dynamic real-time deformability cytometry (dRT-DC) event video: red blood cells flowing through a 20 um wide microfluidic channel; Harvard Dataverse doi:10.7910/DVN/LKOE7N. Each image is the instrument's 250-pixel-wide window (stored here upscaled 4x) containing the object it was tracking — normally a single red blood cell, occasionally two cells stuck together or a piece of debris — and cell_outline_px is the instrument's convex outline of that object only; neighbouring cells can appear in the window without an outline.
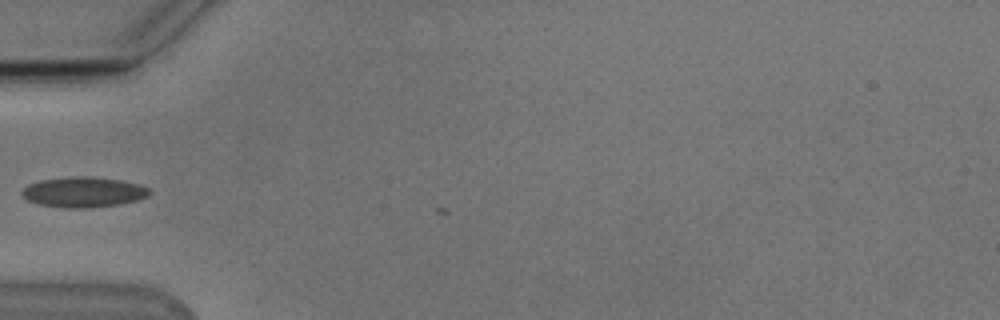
{"species": "Egyptian fruit bat (a non-hibernating species)", "species_latin": "Rousettus aegyptiacus", "temperature_condition": "cold", "stored_images_in_passage": 3, "camera_frame_rate_fps": 3000, "um_per_image_px": 0.085, "animal": {"sex": "male"}, "frame": {"image": 1, "passage_image": 2, "time_ms": 0.333, "image_size_px": [1000, 320], "cell_outline_px": [[152, 192], [148, 196], [136, 200], [116, 204], [88, 208], [64, 208], [36, 204], [28, 200], [20, 192], [28, 184], [40, 180], [68, 176], [92, 176], [120, 180], [136, 184], [148, 188]], "centroid_in_image_um": [7.05, 16.32], "position_along_channel_um": 78.0, "area_um2": 22.54}}